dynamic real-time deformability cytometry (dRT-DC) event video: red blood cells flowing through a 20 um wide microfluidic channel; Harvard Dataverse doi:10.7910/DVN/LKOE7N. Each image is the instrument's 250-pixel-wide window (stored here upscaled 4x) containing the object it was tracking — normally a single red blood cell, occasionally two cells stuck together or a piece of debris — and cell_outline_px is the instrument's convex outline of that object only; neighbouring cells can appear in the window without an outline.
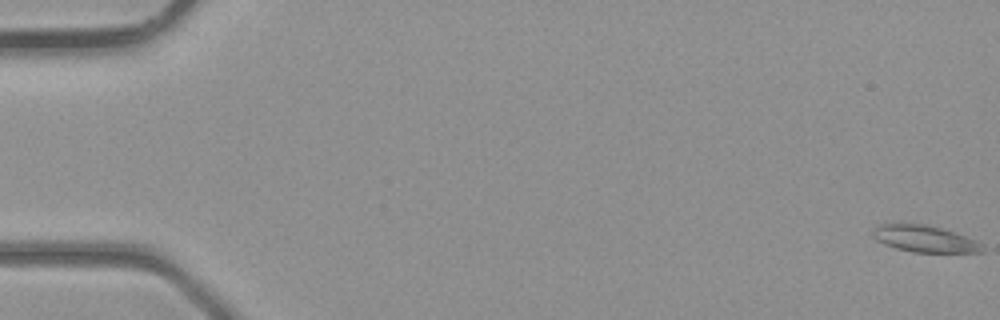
{"species": "common noctule bat (a hibernating species)", "species_latin": "Nyctalus noctula", "temperature_condition": "room temperature", "stored_images_in_passage": 41, "camera_frame_rate_fps": 3000, "um_per_image_px": 0.085, "animal": {"sex": "male", "body_mass_g": 23.1, "forearm_length_mm": 52.7}, "frame": {"image": 1, "passage_image": 1, "time_ms": 0.0, "image_size_px": [1000, 320], "cell_outline_px": [[984, 252], [912, 252], [896, 248], [884, 244], [876, 240], [872, 236], [872, 228], [880, 224], [924, 224], [944, 228], [956, 232], [976, 240], [984, 244]], "centroid_in_image_um": [78.61, 20.29], "position_along_channel_um": 6.4, "area_um2": 17.22}}
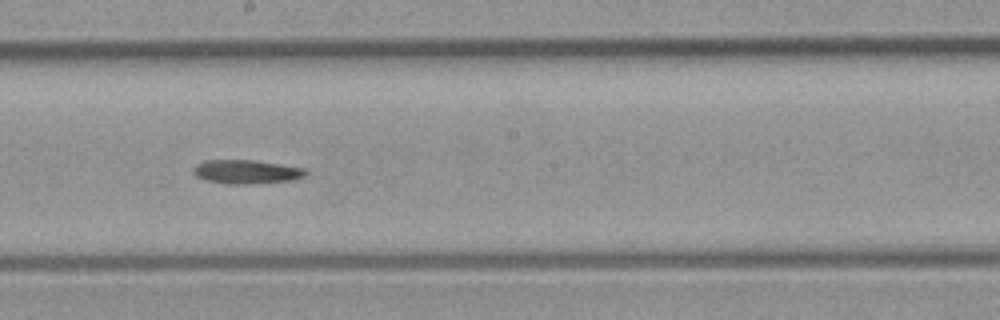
{"frame": {"image": 2, "passage_image": 23, "time_ms": 7.333, "image_size_px": [1000, 320], "cell_outline_px": [[308, 172], [304, 176], [292, 180], [248, 184], [228, 184], [208, 180], [196, 176], [192, 172], [192, 168], [196, 164], [208, 160], [252, 160], [280, 164], [304, 168]], "centroid_in_image_um": [20.93, 14.6], "position_along_channel_um": 227.3, "area_um2": 15.49}}
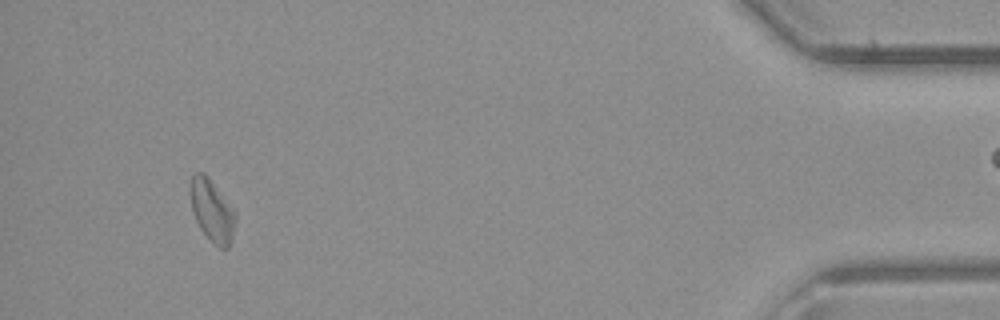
{"frame": {"image": 3, "passage_image": 38, "time_ms": 12.333, "image_size_px": [1000, 320], "cell_outline_px": [[236, 220], [232, 240], [228, 248], [220, 248], [200, 228], [196, 220], [192, 208], [192, 176], [196, 172], [204, 172], [208, 176], [236, 212]], "centroid_in_image_um": [18.07, 17.91], "position_along_channel_um": 417.1, "area_um2": 15.84}}